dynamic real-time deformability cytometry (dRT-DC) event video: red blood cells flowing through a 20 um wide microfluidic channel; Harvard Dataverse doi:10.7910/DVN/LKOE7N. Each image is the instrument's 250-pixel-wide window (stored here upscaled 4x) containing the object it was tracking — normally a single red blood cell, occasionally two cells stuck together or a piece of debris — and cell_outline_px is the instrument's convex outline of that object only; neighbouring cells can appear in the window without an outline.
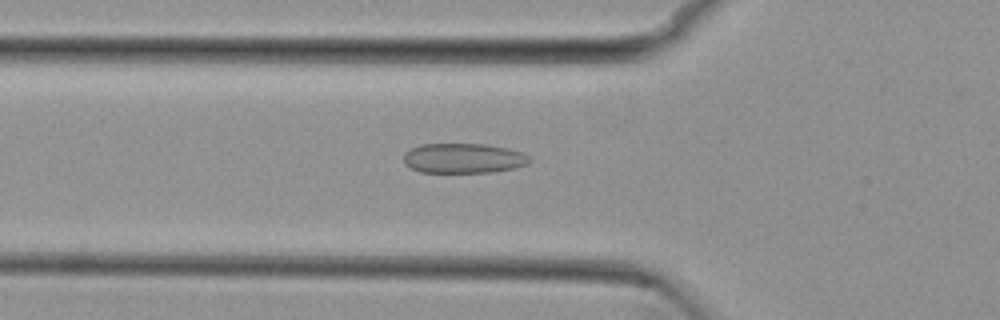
{"species": "common noctule bat (a hibernating species)", "species_latin": "Nyctalus noctula", "temperature_condition": "cold", "stored_images_in_passage": 53, "camera_frame_rate_fps": 3000, "um_per_image_px": 0.085, "animal": {"sex": "female", "body_mass_g": 29.2, "forearm_length_mm": 56.3}, "frame": {"image": 1, "passage_image": 18, "time_ms": 5.667, "image_size_px": [1000, 320], "cell_outline_px": [[532, 160], [528, 164], [512, 168], [488, 172], [420, 172], [404, 164], [404, 152], [420, 144], [484, 144], [508, 148], [520, 152], [528, 156]], "centroid_in_image_um": [39.37, 13.44], "position_along_channel_um": 86.4, "area_um2": 21.79}}
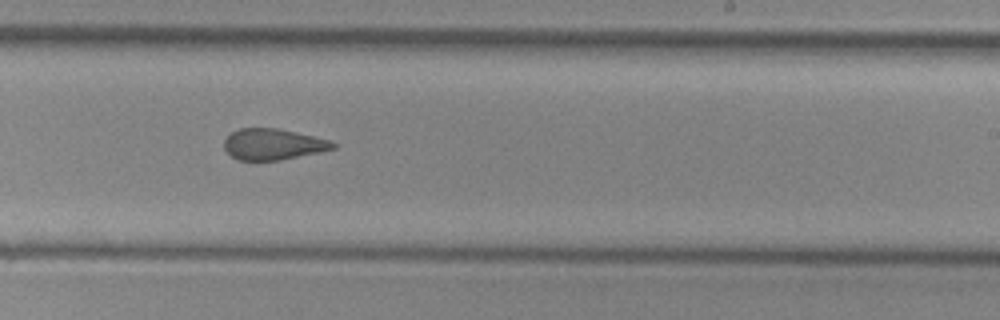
{"frame": {"image": 2, "passage_image": 32, "time_ms": 10.333, "image_size_px": [1000, 320], "cell_outline_px": [[336, 148], [280, 160], [240, 160], [232, 156], [224, 148], [224, 140], [232, 132], [240, 128], [276, 128], [312, 136], [328, 140], [336, 144]], "centroid_in_image_um": [23.18, 12.26], "position_along_channel_um": 265.8, "area_um2": 19.31}}
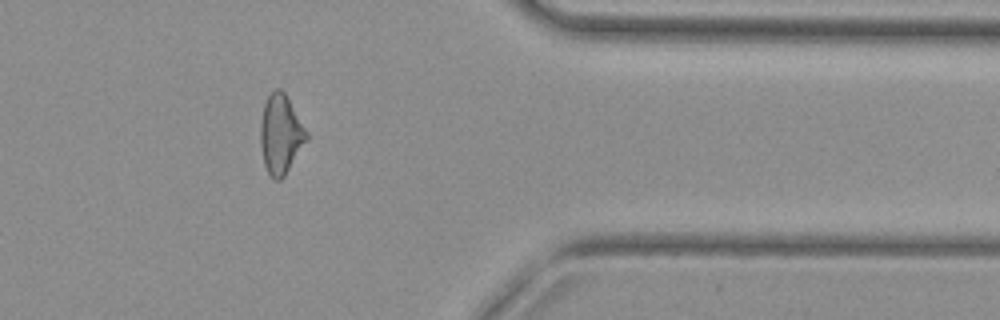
{"frame": {"image": 3, "passage_image": 43, "time_ms": 14.0, "image_size_px": [1000, 320], "cell_outline_px": [[308, 140], [284, 176], [280, 180], [276, 180], [268, 172], [264, 164], [260, 144], [260, 124], [264, 104], [268, 96], [276, 88], [280, 88], [284, 92], [308, 132]], "centroid_in_image_um": [23.86, 11.41], "position_along_channel_um": 387.5, "area_um2": 21.15}, "authors_computed_cell_mechanics": {"area_um2": 21.6172, "velocity_mm_per_s": 3.8285, "shape_relaxation_time_tau1_ms": null, "shape_relaxation_time_tau2_ms": 2.0222, "deformation_change_tau1": null, "deformation_change_tau2": 0.0938}}